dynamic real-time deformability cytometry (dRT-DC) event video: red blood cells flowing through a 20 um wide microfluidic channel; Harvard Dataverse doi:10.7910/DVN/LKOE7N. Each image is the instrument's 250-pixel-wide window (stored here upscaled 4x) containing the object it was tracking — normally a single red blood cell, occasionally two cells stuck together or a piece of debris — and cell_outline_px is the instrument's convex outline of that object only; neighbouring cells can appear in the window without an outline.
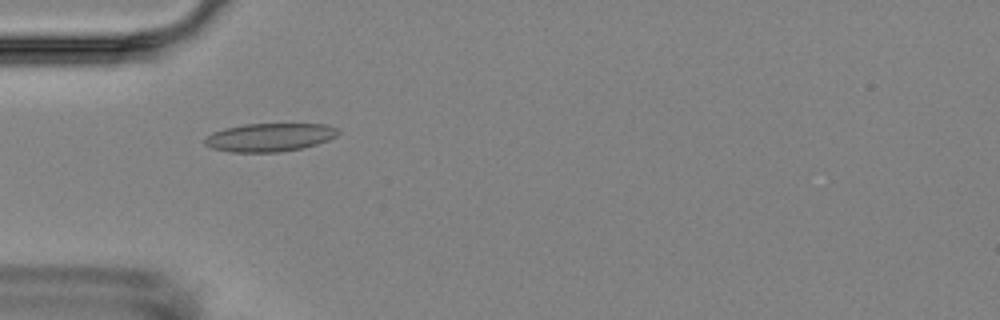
{"species": "Egyptian fruit bat (a non-hibernating species)", "species_latin": "Rousettus aegyptiacus", "temperature_condition": "room temperature", "stored_images_in_passage": 5, "camera_frame_rate_fps": 3000, "um_per_image_px": 0.085, "animal": {"sex": "female"}, "frame": {"image": 1, "passage_image": 5, "time_ms": 4.667, "image_size_px": [1000, 320], "cell_outline_px": [[340, 132], [336, 136], [328, 140], [304, 148], [280, 152], [232, 152], [212, 148], [204, 144], [204, 140], [212, 132], [224, 128], [244, 124], [328, 124], [340, 128]], "centroid_in_image_um": [22.95, 11.67], "position_along_channel_um": 62.0, "area_um2": 22.14}}